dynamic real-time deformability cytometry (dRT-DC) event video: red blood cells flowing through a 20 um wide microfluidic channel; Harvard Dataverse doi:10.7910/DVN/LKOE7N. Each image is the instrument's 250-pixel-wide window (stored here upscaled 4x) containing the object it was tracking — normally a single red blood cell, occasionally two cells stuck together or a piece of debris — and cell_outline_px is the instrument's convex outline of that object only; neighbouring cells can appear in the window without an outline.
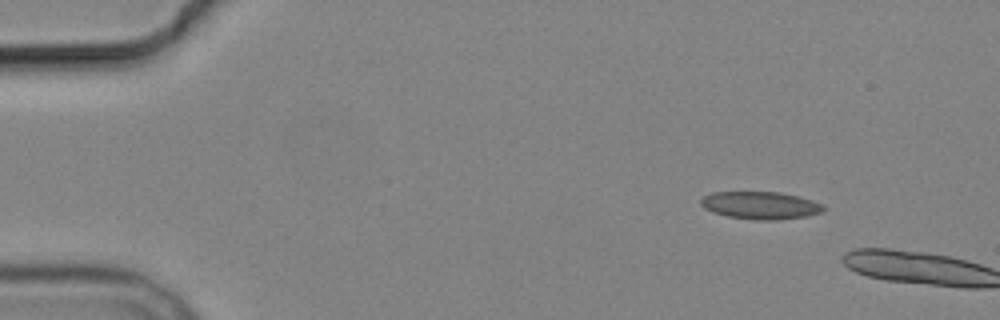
{"species": "common noctule bat (a hibernating species)", "species_latin": "Nyctalus noctula", "temperature_condition": "cold", "stored_images_in_passage": 2, "camera_frame_rate_fps": 3000, "um_per_image_px": 0.085, "animal": {"sex": "male", "body_mass_g": 19.2, "forearm_length_mm": 51.8}, "frame": {"image": 1, "passage_image": 1, "time_ms": 0.0, "image_size_px": [1000, 320], "cell_outline_px": [[828, 208], [824, 212], [808, 216], [776, 220], [752, 220], [728, 216], [712, 212], [704, 208], [700, 204], [700, 200], [704, 196], [712, 192], [780, 192], [800, 196], [824, 204]], "centroid_in_image_um": [64.7, 17.46], "position_along_channel_um": 20.3, "area_um2": 20.06}}